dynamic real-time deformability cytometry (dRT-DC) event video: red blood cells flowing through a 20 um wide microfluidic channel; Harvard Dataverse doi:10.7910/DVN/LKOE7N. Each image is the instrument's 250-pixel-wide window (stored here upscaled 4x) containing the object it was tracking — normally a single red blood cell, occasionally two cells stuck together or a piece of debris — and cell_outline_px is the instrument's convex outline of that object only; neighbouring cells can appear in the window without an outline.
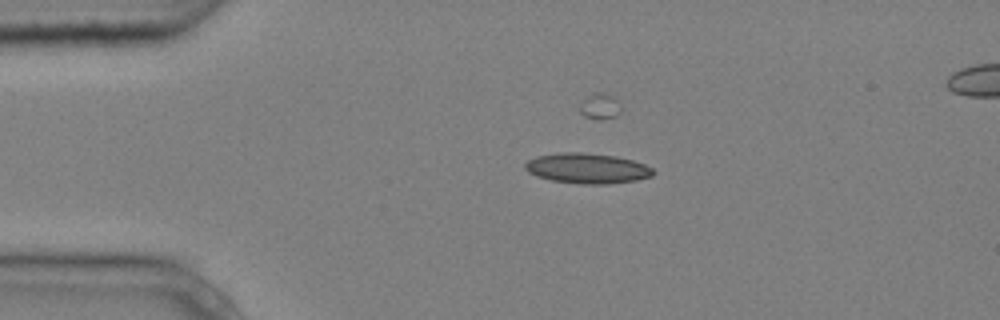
{"species": "common noctule bat (a hibernating species)", "species_latin": "Nyctalus noctula", "temperature_condition": "cold", "stored_images_in_passage": 3, "camera_frame_rate_fps": 3000, "um_per_image_px": 0.085, "animal": {"sex": "male", "body_mass_g": 20.4}, "frame": {"image": 1, "passage_image": 1, "time_ms": 0.0, "image_size_px": [1000, 320], "cell_outline_px": [[656, 172], [652, 176], [636, 180], [608, 184], [580, 184], [552, 180], [536, 176], [528, 172], [524, 168], [524, 164], [528, 160], [536, 156], [560, 152], [580, 152], [616, 156], [632, 160], [644, 164], [652, 168]], "centroid_in_image_um": [49.9, 14.31], "position_along_channel_um": 35.1, "area_um2": 22.66}}